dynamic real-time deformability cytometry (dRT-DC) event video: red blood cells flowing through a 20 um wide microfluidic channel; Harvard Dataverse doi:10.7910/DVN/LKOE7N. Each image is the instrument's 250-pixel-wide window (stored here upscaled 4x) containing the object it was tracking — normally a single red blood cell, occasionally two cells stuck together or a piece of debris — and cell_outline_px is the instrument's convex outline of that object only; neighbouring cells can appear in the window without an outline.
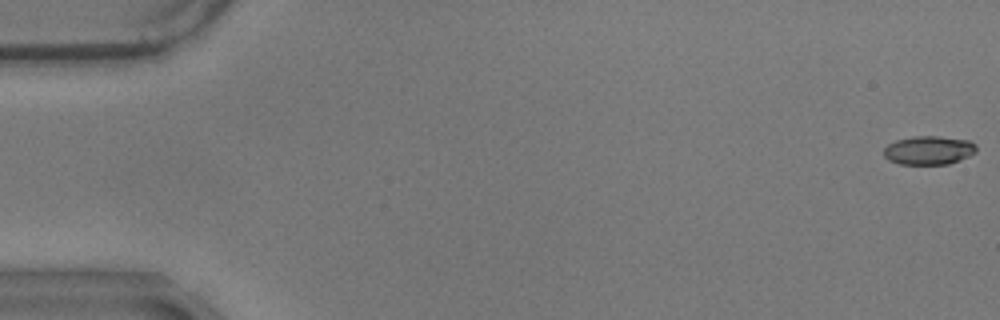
{"species": "common noctule bat (a hibernating species)", "species_latin": "Nyctalus noctula", "temperature_condition": "warm", "stored_images_in_passage": 16, "camera_frame_rate_fps": 3000, "um_per_image_px": 0.085, "animal": {"sex": "male", "body_mass_g": 17.9}, "frame": {"image": 1, "passage_image": 1, "time_ms": 0.0, "image_size_px": [1000, 320], "cell_outline_px": [[976, 152], [960, 160], [948, 164], [900, 164], [888, 160], [884, 156], [884, 148], [888, 144], [896, 140], [912, 136], [936, 136], [968, 140], [976, 144]], "centroid_in_image_um": [78.93, 12.77], "position_along_channel_um": 6.1, "area_um2": 15.49}}